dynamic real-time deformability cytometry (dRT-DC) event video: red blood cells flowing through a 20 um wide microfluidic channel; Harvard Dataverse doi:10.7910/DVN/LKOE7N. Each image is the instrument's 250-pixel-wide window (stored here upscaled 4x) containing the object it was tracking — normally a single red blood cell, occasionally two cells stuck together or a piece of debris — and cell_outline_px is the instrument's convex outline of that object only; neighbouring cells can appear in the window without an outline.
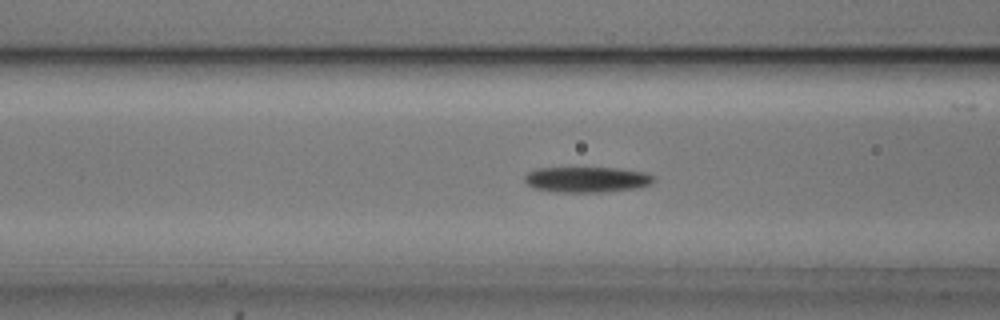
{"species": "common noctule bat (a hibernating species)", "species_latin": "Nyctalus noctula", "temperature_condition": "cold", "stored_images_in_passage": 39, "camera_frame_rate_fps": 3000, "um_per_image_px": 0.085, "animal": {"sex": "male", "body_mass_g": 20.5, "forearm_length_mm": 52.5}, "frame": {"image": 1, "passage_image": 6, "time_ms": 1.667, "image_size_px": [1000, 320], "cell_outline_px": [[656, 176], [652, 184], [636, 188], [604, 192], [556, 192], [532, 188], [524, 180], [524, 176], [528, 172], [536, 168], [620, 168], [644, 172]], "centroid_in_image_um": [49.89, 15.26], "position_along_channel_um": 116.7, "area_um2": 19.42}}
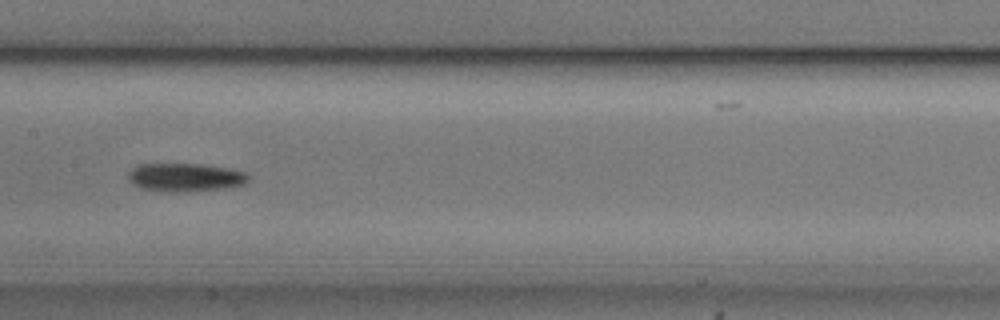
{"frame": {"image": 2, "passage_image": 12, "time_ms": 3.667, "image_size_px": [1000, 320], "cell_outline_px": [[248, 180], [244, 184], [224, 188], [188, 192], [168, 192], [140, 188], [132, 184], [128, 180], [128, 172], [132, 168], [140, 164], [200, 164], [228, 168], [244, 172], [248, 176]], "centroid_in_image_um": [15.7, 15.08], "position_along_channel_um": 191.7, "area_um2": 19.88}}
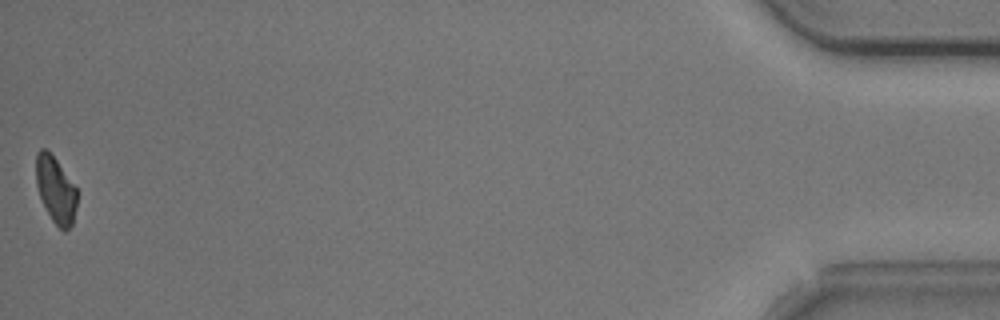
{"frame": {"image": 3, "passage_image": 39, "time_ms": 12.667, "image_size_px": [1000, 320], "cell_outline_px": [[76, 208], [72, 224], [64, 232], [52, 220], [40, 196], [36, 184], [36, 152], [40, 148], [44, 148], [56, 160], [76, 188]], "centroid_in_image_um": [4.72, 16.13], "position_along_channel_um": 430.5, "area_um2": 15.43}, "authors_computed_cell_mechanics": {"area_um2": 18.7272, "velocity_mm_per_s": 3.7305, "shape_relaxation_time_tau1_ms": 3.0386, "shape_relaxation_time_tau2_ms": null, "deformation_change_tau1": 0.0996, "deformation_change_tau2": null}}